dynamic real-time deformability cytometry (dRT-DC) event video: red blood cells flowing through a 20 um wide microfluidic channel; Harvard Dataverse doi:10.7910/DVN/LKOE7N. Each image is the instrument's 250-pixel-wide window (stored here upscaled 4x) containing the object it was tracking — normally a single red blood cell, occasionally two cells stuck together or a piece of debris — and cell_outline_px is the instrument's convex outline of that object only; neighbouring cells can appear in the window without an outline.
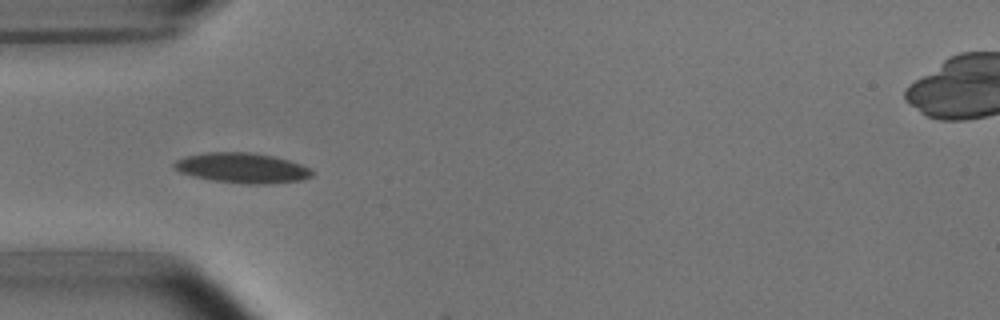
{"species": "common noctule bat (a hibernating species)", "species_latin": "Nyctalus noctula", "temperature_condition": "room temperature", "stored_images_in_passage": 10, "camera_frame_rate_fps": 3000, "um_per_image_px": 0.085, "animal": {"sex": "male", "body_mass_g": 15.6}, "frame": {"image": 1, "passage_image": 1, "time_ms": 0.0, "image_size_px": [1000, 320], "cell_outline_px": [[312, 176], [300, 180], [268, 184], [244, 184], [212, 180], [192, 176], [180, 172], [172, 164], [176, 160], [184, 156], [204, 152], [252, 152], [272, 156], [288, 160], [300, 164], [308, 168], [312, 172]], "centroid_in_image_um": [20.54, 14.27], "position_along_channel_um": 64.5, "area_um2": 24.16}}
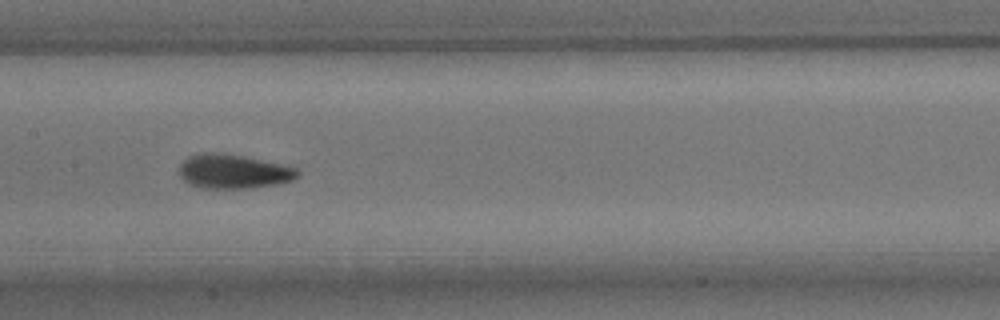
{"frame": {"image": 2, "passage_image": 4, "time_ms": 3.333, "image_size_px": [1000, 320], "cell_outline_px": [[300, 176], [292, 180], [280, 184], [252, 188], [200, 188], [188, 184], [180, 176], [180, 164], [188, 156], [200, 152], [216, 152], [244, 156], [280, 164], [296, 168], [300, 172]], "centroid_in_image_um": [19.83, 14.58], "position_along_channel_um": 187.6, "area_um2": 23.81}}
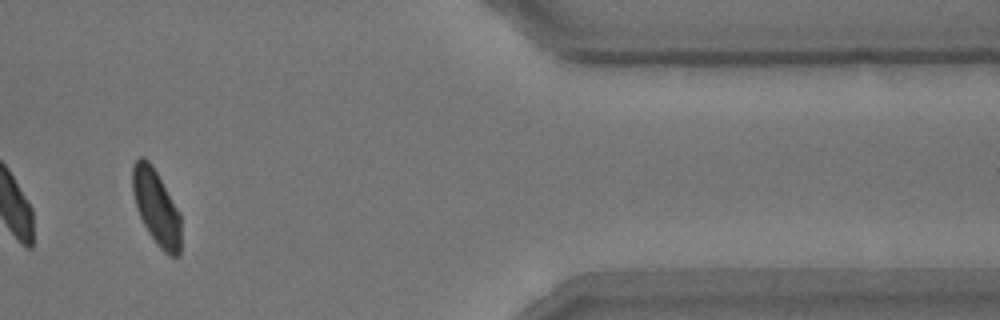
{"frame": {"image": 3, "passage_image": 9, "time_ms": 10.0, "image_size_px": [1000, 320], "cell_outline_px": [[180, 256], [168, 256], [156, 244], [148, 232], [136, 208], [132, 192], [132, 164], [140, 156], [144, 156], [152, 164], [180, 212]], "centroid_in_image_um": [13.27, 17.6], "position_along_channel_um": 398.1, "area_um2": 21.44}, "authors_computed_cell_mechanics": {"area_um2": 22.5998, "velocity_mm_per_s": 3.6972, "shape_relaxation_time_tau1_ms": 1.7685, "shape_relaxation_time_tau2_ms": 1.8764, "deformation_change_tau1": 0.0959, "deformation_change_tau2": 0.0591}}